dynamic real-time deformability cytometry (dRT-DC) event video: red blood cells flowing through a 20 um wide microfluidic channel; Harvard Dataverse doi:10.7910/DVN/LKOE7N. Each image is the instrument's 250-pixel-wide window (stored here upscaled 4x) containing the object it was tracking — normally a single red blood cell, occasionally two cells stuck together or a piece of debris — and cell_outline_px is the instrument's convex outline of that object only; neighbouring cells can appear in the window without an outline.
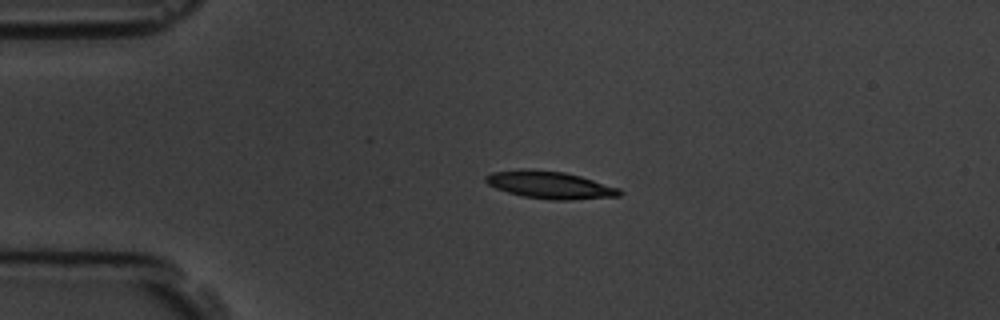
{"species": "common noctule bat (a hibernating species)", "species_latin": "Nyctalus noctula", "temperature_condition": "room temperature", "stored_images_in_passage": 5, "camera_frame_rate_fps": 3000, "um_per_image_px": 0.085, "animal": {"sex": "male", "body_mass_g": 19.5, "forearm_length_mm": 54.6}, "frame": {"image": 1, "passage_image": 3, "time_ms": 2.333, "image_size_px": [1000, 320], "cell_outline_px": [[624, 192], [620, 196], [572, 200], [548, 200], [524, 196], [508, 192], [496, 188], [488, 184], [484, 180], [484, 176], [492, 172], [564, 172], [580, 176], [620, 188]], "centroid_in_image_um": [46.85, 15.78], "position_along_channel_um": 38.1, "area_um2": 20.46}}
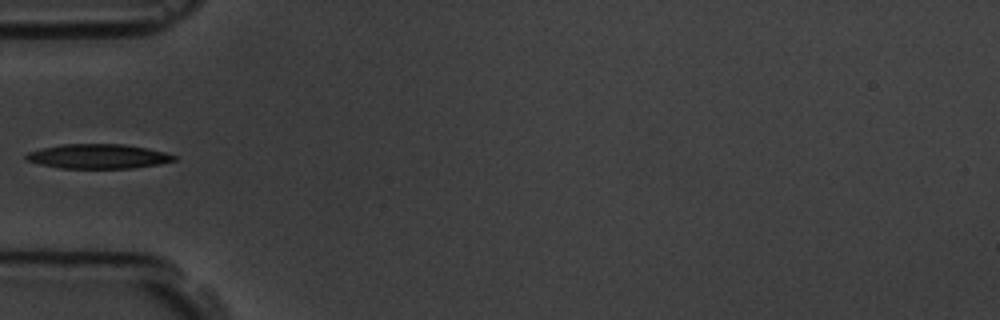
{"frame": {"image": 2, "passage_image": 4, "time_ms": 4.333, "image_size_px": [1000, 320], "cell_outline_px": [[176, 160], [160, 164], [132, 168], [60, 168], [40, 164], [24, 160], [24, 156], [28, 152], [40, 148], [60, 144], [124, 144], [148, 148], [164, 152], [176, 156]], "centroid_in_image_um": [8.31, 13.28], "position_along_channel_um": 76.7, "area_um2": 21.27}}
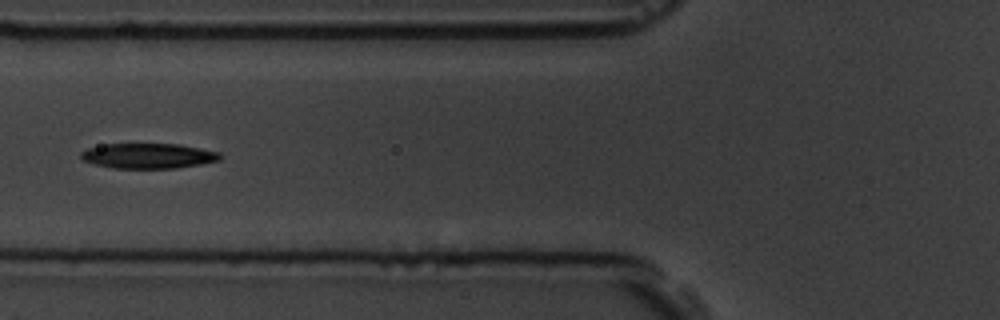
{"frame": {"image": 3, "passage_image": 5, "time_ms": 5.333, "image_size_px": [1000, 320], "cell_outline_px": [[220, 160], [200, 164], [176, 168], [112, 168], [96, 164], [84, 160], [80, 156], [80, 152], [88, 148], [108, 144], [180, 144], [220, 152]], "centroid_in_image_um": [12.62, 13.25], "position_along_channel_um": 113.2, "area_um2": 20.23}}